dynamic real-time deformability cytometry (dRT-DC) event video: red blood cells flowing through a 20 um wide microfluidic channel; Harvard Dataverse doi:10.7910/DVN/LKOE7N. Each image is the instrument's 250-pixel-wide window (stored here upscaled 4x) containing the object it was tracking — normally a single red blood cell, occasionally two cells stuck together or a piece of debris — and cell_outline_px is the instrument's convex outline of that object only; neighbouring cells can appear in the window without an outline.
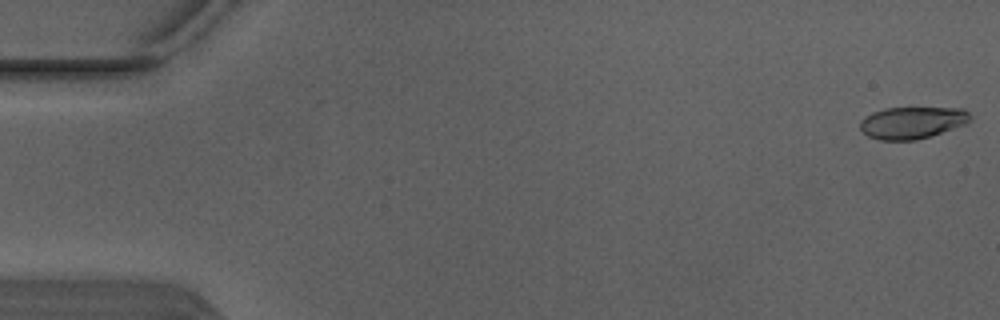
{"species": "Egyptian fruit bat (a non-hibernating species)", "species_latin": "Rousettus aegyptiacus", "temperature_condition": "warm", "stored_images_in_passage": 4, "camera_frame_rate_fps": 3000, "um_per_image_px": 0.085, "animal": {"sex": "male"}, "frame": {"image": 1, "passage_image": 1, "time_ms": 0.0, "image_size_px": [1000, 320], "cell_outline_px": [[972, 120], [964, 124], [916, 140], [880, 140], [868, 136], [860, 128], [860, 120], [872, 112], [884, 108], [964, 108], [972, 116]], "centroid_in_image_um": [77.52, 10.41], "position_along_channel_um": 7.5, "area_um2": 20.35}}
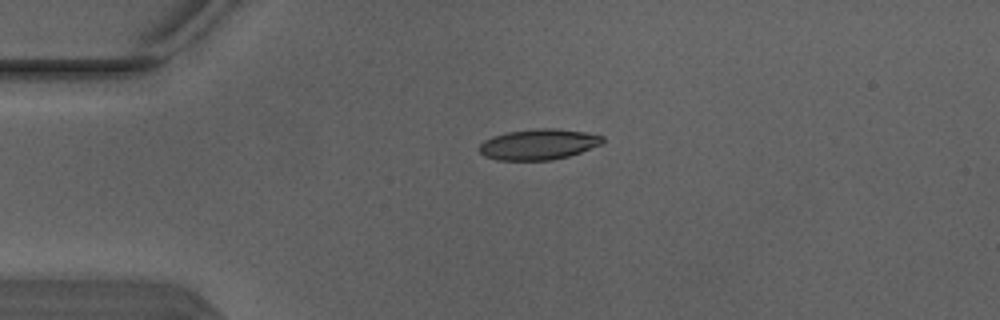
{"frame": {"image": 2, "passage_image": 4, "time_ms": 1.0, "image_size_px": [1000, 320], "cell_outline_px": [[604, 140], [600, 144], [580, 152], [568, 156], [552, 160], [496, 160], [484, 156], [476, 148], [484, 140], [492, 136], [504, 132], [536, 128], [556, 128], [584, 132], [604, 136]], "centroid_in_image_um": [45.71, 12.26], "position_along_channel_um": 39.3, "area_um2": 22.2}}